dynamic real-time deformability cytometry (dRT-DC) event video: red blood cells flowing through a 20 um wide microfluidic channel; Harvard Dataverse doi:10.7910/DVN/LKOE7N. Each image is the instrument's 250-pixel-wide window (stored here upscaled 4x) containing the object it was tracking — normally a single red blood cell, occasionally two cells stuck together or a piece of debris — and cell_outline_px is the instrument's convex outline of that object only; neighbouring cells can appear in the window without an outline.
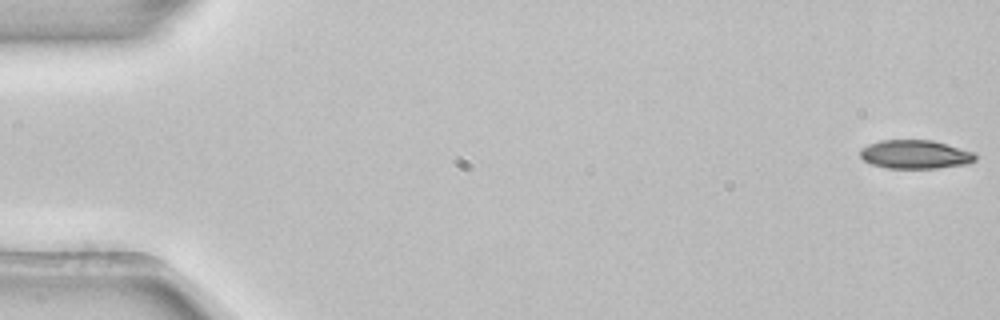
{"species": "common noctule bat (a hibernating species)", "species_latin": "Nyctalus noctula", "temperature_condition": "room temperature", "stored_images_in_passage": 54, "camera_frame_rate_fps": 3000, "um_per_image_px": 0.085, "animal": {"sex": "female", "body_mass_g": 22.7, "forearm_length_mm": 54.2}, "frame": {"image": 1, "passage_image": 1, "time_ms": 0.0, "image_size_px": [1000, 320], "cell_outline_px": [[976, 160], [968, 164], [936, 168], [884, 168], [872, 164], [864, 160], [860, 156], [860, 148], [868, 144], [880, 140], [932, 140], [976, 152]], "centroid_in_image_um": [77.8, 13.12], "position_along_channel_um": 7.2, "area_um2": 19.42}}
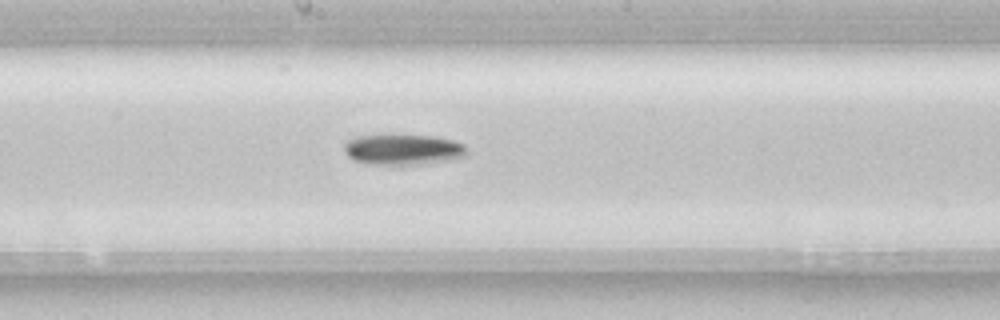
{"frame": {"image": 2, "passage_image": 29, "time_ms": 9.333, "image_size_px": [1000, 320], "cell_outline_px": [[468, 152], [464, 156], [452, 160], [424, 164], [368, 164], [352, 160], [344, 152], [344, 144], [348, 140], [360, 136], [436, 136], [452, 140], [464, 144]], "centroid_in_image_um": [34.28, 12.73], "position_along_channel_um": 213.9, "area_um2": 21.73}}
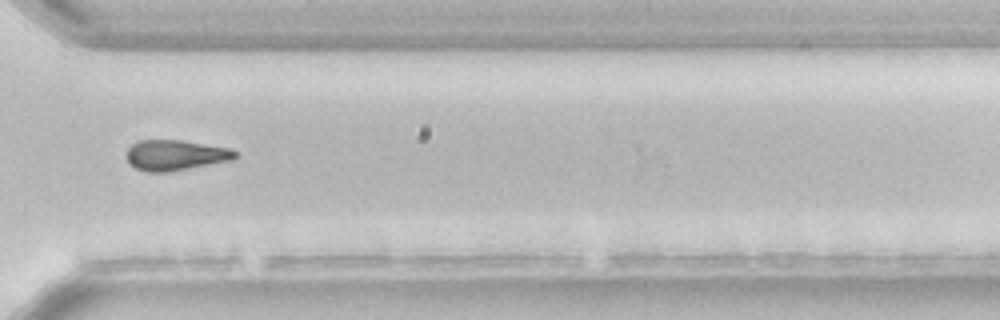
{"frame": {"image": 3, "passage_image": 40, "time_ms": 13.0, "image_size_px": [1000, 320], "cell_outline_px": [[240, 156], [232, 160], [188, 168], [164, 172], [144, 172], [128, 164], [124, 156], [128, 148], [132, 144], [140, 140], [180, 140], [228, 148], [236, 152]], "centroid_in_image_um": [14.85, 13.19], "position_along_channel_um": 355.8, "area_um2": 19.31}, "authors_computed_cell_mechanics": {"area_um2": 20.2878, "velocity_mm_per_s": 3.8733, "shape_relaxation_time_tau1_ms": 8.5988, "shape_relaxation_time_tau2_ms": null, "deformation_change_tau1": 0.1278, "deformation_change_tau2": null}}